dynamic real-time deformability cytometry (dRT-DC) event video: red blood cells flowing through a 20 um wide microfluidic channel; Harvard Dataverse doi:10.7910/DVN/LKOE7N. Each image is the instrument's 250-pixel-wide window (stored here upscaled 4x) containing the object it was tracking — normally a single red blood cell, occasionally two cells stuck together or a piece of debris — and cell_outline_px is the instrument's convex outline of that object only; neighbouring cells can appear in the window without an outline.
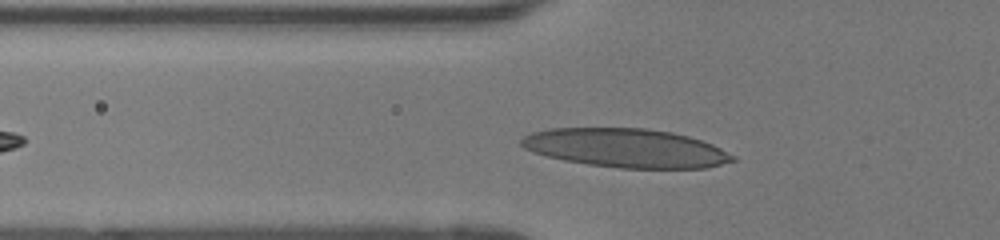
{"species": "human", "species_latin": "Homo sapiens", "temperature_condition": "room temperature", "stored_images_in_passage": 35, "camera_frame_rate_fps": 3000, "um_per_image_px": 0.085, "donor": {"sex": "female"}, "frame": {"image": 1, "passage_image": 7, "time_ms": 2.0, "image_size_px": [1000, 240], "cell_outline_px": [[736, 160], [708, 168], [620, 168], [588, 164], [564, 160], [532, 152], [524, 148], [520, 144], [520, 140], [524, 136], [532, 132], [548, 128], [648, 128], [672, 132], [688, 136], [712, 144], [736, 156]], "centroid_in_image_um": [53.21, 12.58], "position_along_channel_um": 72.6, "area_um2": 47.86}}
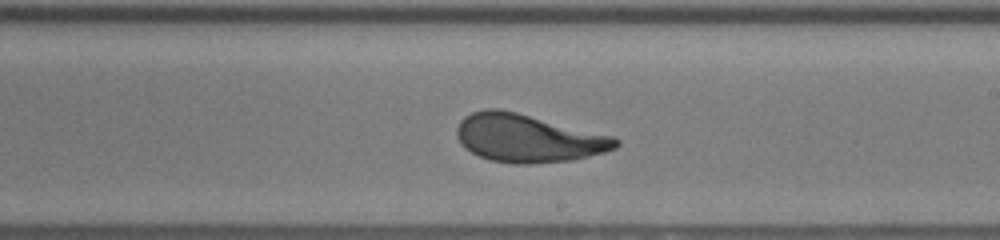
{"frame": {"image": 2, "passage_image": 20, "time_ms": 6.333, "image_size_px": [1000, 240], "cell_outline_px": [[620, 144], [616, 148], [604, 152], [572, 160], [532, 164], [512, 164], [492, 160], [480, 156], [472, 152], [456, 136], [456, 128], [460, 120], [464, 116], [472, 112], [484, 108], [500, 108], [612, 136], [620, 140]], "centroid_in_image_um": [44.87, 11.74], "position_along_channel_um": 244.1, "area_um2": 44.16}}
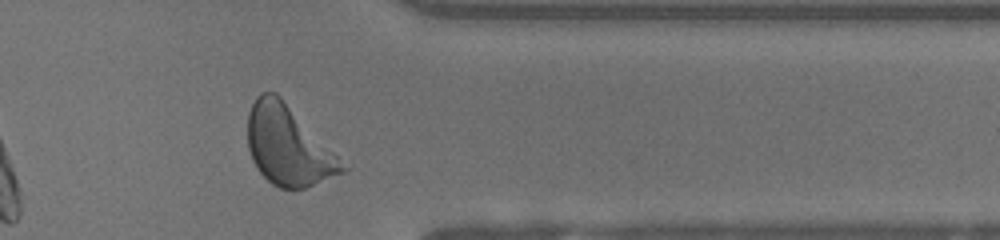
{"frame": {"image": 3, "passage_image": 31, "time_ms": 10.0, "image_size_px": [1000, 240], "cell_outline_px": [[348, 168], [344, 172], [304, 188], [280, 188], [272, 184], [256, 168], [252, 160], [248, 148], [248, 112], [256, 96], [260, 92], [276, 92], [280, 96]], "centroid_in_image_um": [24.44, 12.38], "position_along_channel_um": 387.0, "area_um2": 42.89}, "authors_computed_cell_mechanics": {"area_um2": 43.8124, "velocity_mm_per_s": 4.0043, "shape_relaxation_time_tau1_ms": 3.8504, "shape_relaxation_time_tau2_ms": 0.7917, "deformation_change_tau1": 0.1994, "deformation_change_tau2": 0.0804}}